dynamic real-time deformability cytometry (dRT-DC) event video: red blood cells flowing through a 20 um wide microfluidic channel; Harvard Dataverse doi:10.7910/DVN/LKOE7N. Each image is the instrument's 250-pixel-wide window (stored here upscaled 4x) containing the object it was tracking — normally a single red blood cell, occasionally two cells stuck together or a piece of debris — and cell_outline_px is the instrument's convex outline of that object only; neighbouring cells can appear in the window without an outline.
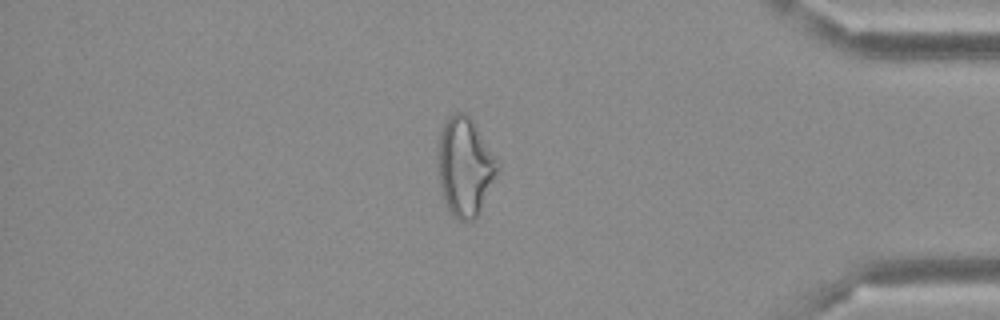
{"species": "Egyptian fruit bat (a non-hibernating species)", "species_latin": "Rousettus aegyptiacus", "temperature_condition": "cold", "stored_images_in_passage": 47, "camera_frame_rate_fps": 3000, "um_per_image_px": 0.085, "frame": {"image": 1, "passage_image": 40, "time_ms": 13.0, "image_size_px": [1000, 320], "cell_outline_px": [[500, 168], [476, 216], [472, 220], [460, 220], [448, 208], [444, 200], [440, 184], [440, 132], [448, 116], [452, 112], [464, 112], [472, 120], [500, 160]], "centroid_in_image_um": [39.57, 14.11], "position_along_channel_um": 395.6, "area_um2": 33.47}}